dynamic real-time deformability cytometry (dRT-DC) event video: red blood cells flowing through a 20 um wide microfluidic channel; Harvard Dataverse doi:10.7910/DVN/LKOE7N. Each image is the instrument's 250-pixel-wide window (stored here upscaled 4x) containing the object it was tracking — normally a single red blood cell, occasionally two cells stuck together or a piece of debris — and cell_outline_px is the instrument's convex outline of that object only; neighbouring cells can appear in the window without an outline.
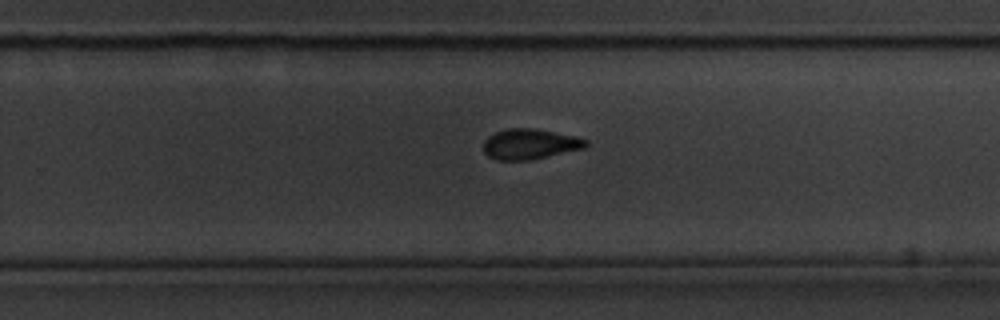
{"species": "common noctule bat (a hibernating species)", "species_latin": "Nyctalus noctula", "temperature_condition": "cold", "stored_images_in_passage": 34, "camera_frame_rate_fps": 3000, "um_per_image_px": 0.085, "animal": {"sex": "male", "body_mass_g": 20.1, "forearm_length_mm": 53.5}, "frame": {"image": 1, "passage_image": 25, "time_ms": 8.0, "image_size_px": [1000, 320], "cell_outline_px": [[588, 144], [584, 148], [548, 156], [528, 160], [496, 160], [488, 156], [484, 152], [484, 140], [488, 136], [496, 132], [508, 128], [532, 128], [576, 136], [588, 140]], "centroid_in_image_um": [45.03, 12.24], "position_along_channel_um": 284.8, "area_um2": 18.03}}